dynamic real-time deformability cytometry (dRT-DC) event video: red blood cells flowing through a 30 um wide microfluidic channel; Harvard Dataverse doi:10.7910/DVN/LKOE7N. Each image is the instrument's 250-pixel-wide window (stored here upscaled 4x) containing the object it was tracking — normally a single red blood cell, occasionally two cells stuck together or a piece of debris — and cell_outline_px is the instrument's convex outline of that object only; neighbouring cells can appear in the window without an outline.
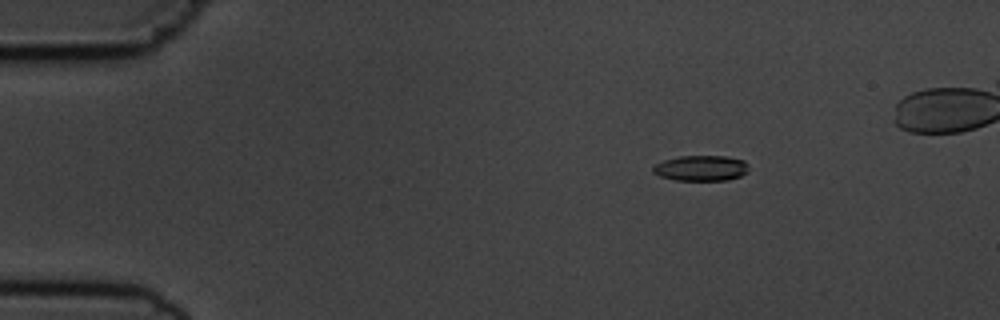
{"species": "common noctule bat (a hibernating species)", "species_latin": "Nyctalus noctula", "temperature_condition": "cold", "stored_images_in_passage": 21, "camera_frame_rate_fps": 3000, "um_per_image_px": 0.085, "animal": {"sex": "male", "body_mass_g": 19.5, "forearm_length_mm": 54.6}, "frame": {"image": 1, "passage_image": 10, "time_ms": 3.0, "image_size_px": [1000, 320], "cell_outline_px": [[748, 172], [740, 176], [728, 180], [676, 180], [660, 176], [652, 172], [652, 168], [656, 164], [664, 160], [680, 156], [724, 156], [744, 160], [748, 164]], "centroid_in_image_um": [59.6, 14.29], "position_along_channel_um": 25.4, "area_um2": 14.22}}
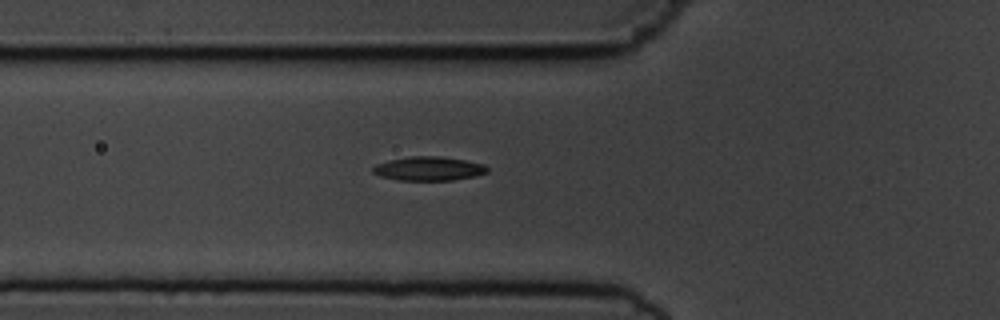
{"frame": {"image": 2, "passage_image": 21, "time_ms": 1673.333, "image_size_px": [1000, 320], "cell_outline_px": [[488, 172], [476, 176], [452, 180], [396, 180], [380, 176], [372, 172], [372, 168], [376, 164], [388, 160], [412, 156], [440, 156], [464, 160], [484, 164], [488, 168]], "centroid_in_image_um": [36.43, 14.33], "position_along_channel_um": 89.4, "area_um2": 16.01}}